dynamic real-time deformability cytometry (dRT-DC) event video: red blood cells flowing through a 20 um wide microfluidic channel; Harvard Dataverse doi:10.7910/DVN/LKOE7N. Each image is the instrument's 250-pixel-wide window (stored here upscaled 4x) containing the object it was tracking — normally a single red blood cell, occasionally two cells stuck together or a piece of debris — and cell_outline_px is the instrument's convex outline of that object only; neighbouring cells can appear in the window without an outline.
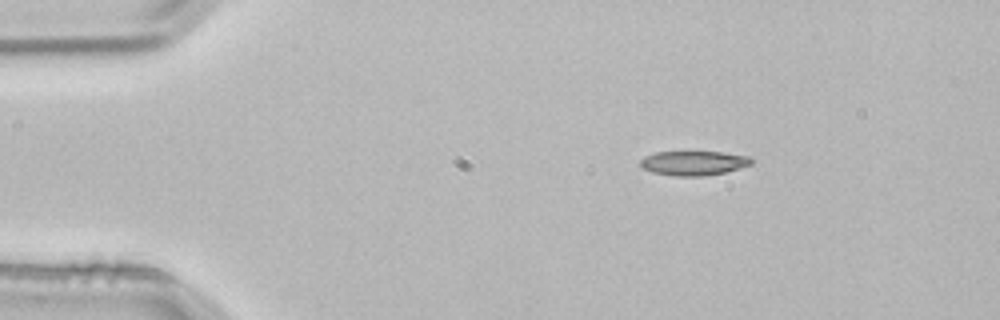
{"species": "common noctule bat (a hibernating species)", "species_latin": "Nyctalus noctula", "temperature_condition": "room temperature", "stored_images_in_passage": 2, "camera_frame_rate_fps": 3000, "um_per_image_px": 0.085, "animal": {"sex": "male", "body_mass_g": 21.5, "forearm_length_mm": 52.0}, "frame": {"image": 1, "passage_image": 1, "time_ms": 0.0, "image_size_px": [1000, 320], "cell_outline_px": [[752, 164], [740, 168], [724, 172], [704, 176], [672, 176], [652, 172], [644, 168], [640, 164], [640, 160], [644, 156], [656, 152], [724, 152], [748, 156], [752, 160]], "centroid_in_image_um": [58.95, 13.86], "position_along_channel_um": 26.1, "area_um2": 15.78}}